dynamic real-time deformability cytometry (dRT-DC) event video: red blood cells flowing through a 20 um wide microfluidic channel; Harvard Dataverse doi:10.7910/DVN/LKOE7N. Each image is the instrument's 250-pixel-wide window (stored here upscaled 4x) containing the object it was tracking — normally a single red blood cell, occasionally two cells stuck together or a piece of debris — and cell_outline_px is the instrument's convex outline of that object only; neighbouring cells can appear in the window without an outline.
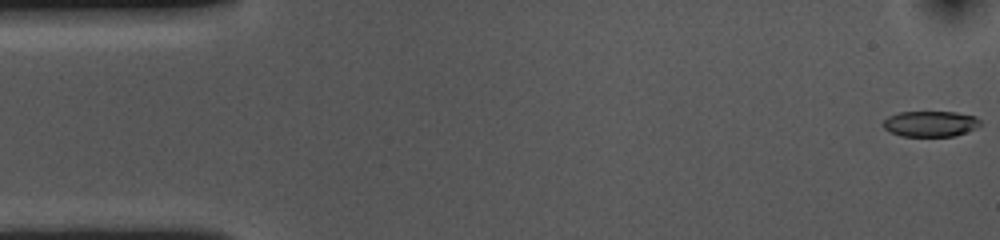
{"species": "common noctule bat (a hibernating species)", "species_latin": "Nyctalus noctula", "temperature_condition": "cold", "stored_images_in_passage": 55, "camera_frame_rate_fps": 3000, "um_per_image_px": 0.085, "animal": {"sex": "female", "body_mass_g": 10.0, "forearm_length_mm": 53.1}, "frame": {"image": 1, "passage_image": 1, "time_ms": 0.0, "image_size_px": [1000, 240], "cell_outline_px": [[980, 124], [976, 128], [956, 136], [900, 136], [888, 132], [884, 128], [884, 120], [888, 116], [900, 112], [956, 112], [976, 116], [980, 120]], "centroid_in_image_um": [79.08, 10.52], "position_along_channel_um": 5.9, "area_um2": 14.62}}
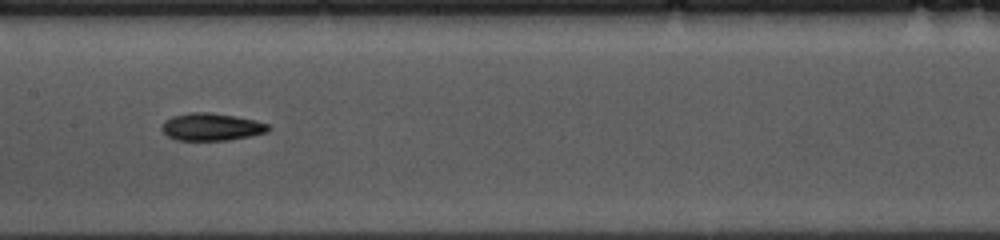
{"frame": {"image": 2, "passage_image": 26, "time_ms": 8.333, "image_size_px": [1000, 240], "cell_outline_px": [[272, 128], [268, 132], [252, 136], [228, 140], [176, 140], [168, 136], [160, 128], [164, 120], [172, 116], [192, 112], [212, 112], [236, 116], [256, 120], [268, 124]], "centroid_in_image_um": [18.0, 10.78], "position_along_channel_um": 189.4, "area_um2": 17.28}}
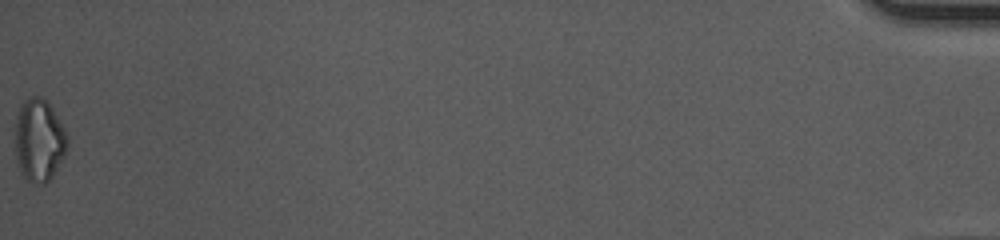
{"frame": {"image": 3, "passage_image": 55, "time_ms": 18.0, "image_size_px": [1000, 240], "cell_outline_px": [[68, 148], [64, 156], [52, 176], [44, 184], [32, 184], [20, 172], [16, 164], [16, 116], [20, 104], [24, 100], [32, 96], [40, 96], [52, 108], [64, 128], [68, 136]], "centroid_in_image_um": [3.32, 11.93], "position_along_channel_um": 431.9, "area_um2": 25.2}, "authors_computed_cell_mechanics": {"area_um2": 16.762, "velocity_mm_per_s": 3.6131, "shape_relaxation_time_tau1_ms": 3.1427, "shape_relaxation_time_tau2_ms": 10.6336, "deformation_change_tau1": 0.1226, "deformation_change_tau2": 0.193}}